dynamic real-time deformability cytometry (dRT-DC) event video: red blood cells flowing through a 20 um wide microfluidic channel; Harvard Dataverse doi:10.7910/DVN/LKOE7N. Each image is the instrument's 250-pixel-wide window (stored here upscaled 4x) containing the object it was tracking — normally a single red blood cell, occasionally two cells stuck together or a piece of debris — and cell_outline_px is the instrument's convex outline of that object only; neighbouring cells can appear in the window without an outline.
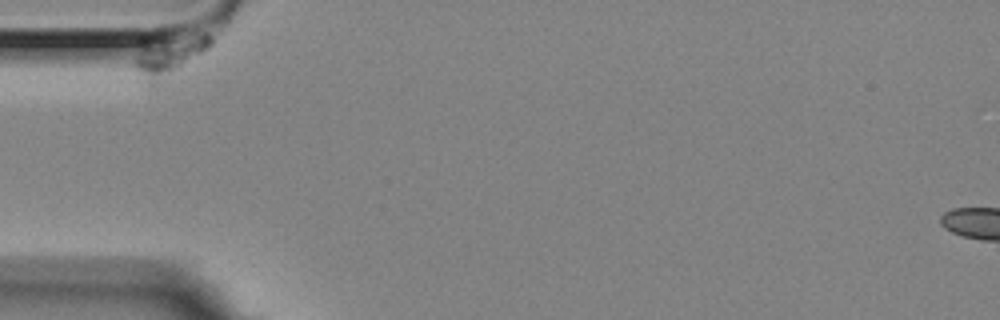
{"species": "Egyptian fruit bat (a non-hibernating species)", "species_latin": "Rousettus aegyptiacus", "temperature_condition": "room temperature", "stored_images_in_passage": 5, "camera_frame_rate_fps": 3000, "um_per_image_px": 0.085, "animal": {"sex": "female"}, "frame": {"image": 1, "passage_image": 1, "time_ms": 0.0, "image_size_px": [1000, 320], "cell_outline_px": [[212, 44], [208, 48], [156, 92], [148, 88], [132, 64], [140, 40], [160, 36], [204, 32], [208, 32], [212, 36]], "centroid_in_image_um": [14.28, 4.8], "position_along_channel_um": 70.7, "area_um2": 20.4}}
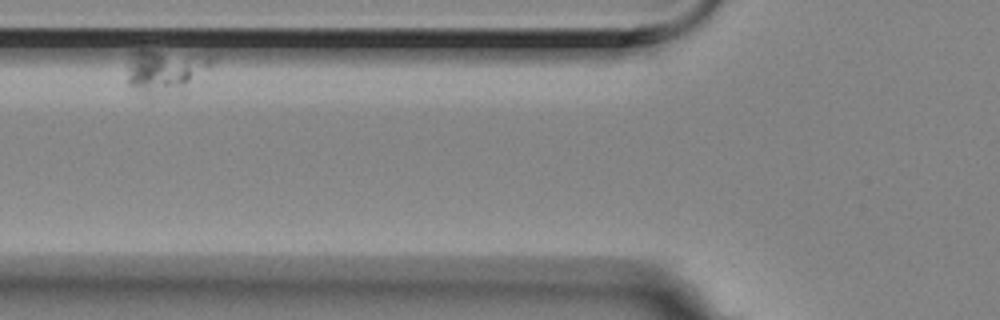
{"frame": {"image": 2, "passage_image": 4, "time_ms": 1.0, "image_size_px": [1000, 320], "cell_outline_px": [[216, 60], [208, 68], [180, 92], [144, 96], [128, 84], [128, 68], [132, 52], [140, 48], [148, 48], [216, 56]], "centroid_in_image_um": [14.03, 5.98], "position_along_channel_um": 111.8, "area_um2": 21.79}}